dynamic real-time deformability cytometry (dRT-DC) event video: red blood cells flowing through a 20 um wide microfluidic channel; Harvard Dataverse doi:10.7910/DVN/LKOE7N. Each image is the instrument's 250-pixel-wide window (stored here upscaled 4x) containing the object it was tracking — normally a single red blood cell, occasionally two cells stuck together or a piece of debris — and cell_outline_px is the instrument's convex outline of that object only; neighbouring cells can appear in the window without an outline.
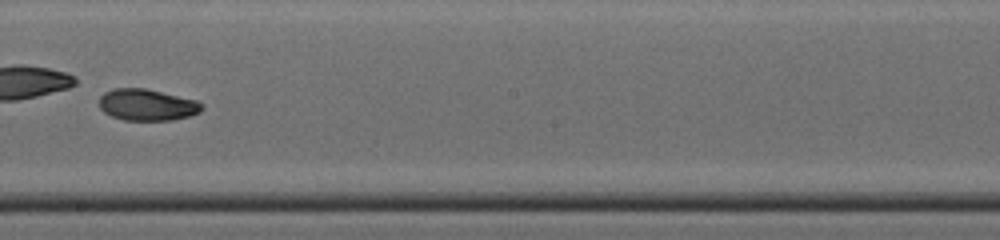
{"species": "common noctule bat (a hibernating species)", "species_latin": "Nyctalus noctula", "temperature_condition": "cold", "stored_images_in_passage": 32, "camera_frame_rate_fps": 3000, "um_per_image_px": 0.085, "animal": {"sex": "male", "body_mass_g": 19.0, "forearm_length_mm": 50.8}, "frame": {"image": 1, "passage_image": 14, "time_ms": 4.333, "image_size_px": [1000, 240], "cell_outline_px": [[204, 108], [200, 112], [188, 116], [172, 120], [124, 120], [112, 116], [104, 112], [100, 108], [100, 96], [104, 92], [112, 88], [144, 88], [196, 100], [204, 104]], "centroid_in_image_um": [12.5, 8.91], "position_along_channel_um": 235.7, "area_um2": 18.84}, "authors_computed_cell_mechanics": {"area_um2": 19.5653, "velocity_mm_per_s": 4.3515, "shape_relaxation_time_tau1_ms": 2.9033, "shape_relaxation_time_tau2_ms": 5.1374, "deformation_change_tau1": 0.1072, "deformation_change_tau2": 0.0853}}